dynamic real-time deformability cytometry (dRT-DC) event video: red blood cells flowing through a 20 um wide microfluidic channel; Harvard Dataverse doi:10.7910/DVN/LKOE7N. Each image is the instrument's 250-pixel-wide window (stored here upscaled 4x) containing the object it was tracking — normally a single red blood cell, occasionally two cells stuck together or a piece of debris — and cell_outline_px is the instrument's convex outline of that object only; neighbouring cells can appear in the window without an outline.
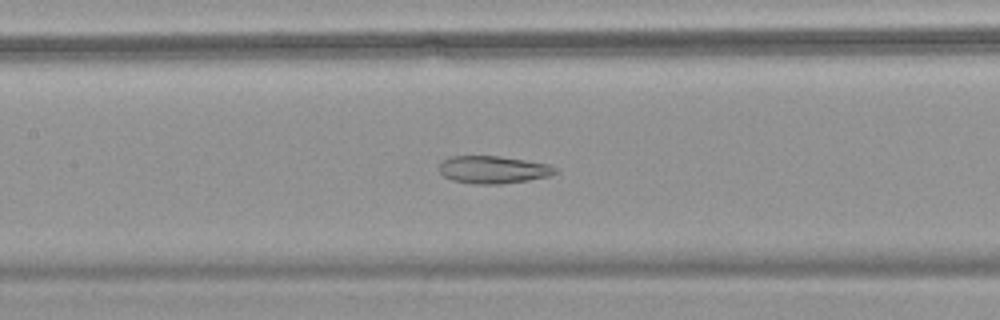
{"species": "common noctule bat (a hibernating species)", "species_latin": "Nyctalus noctula", "temperature_condition": "warm", "stored_images_in_passage": 52, "camera_frame_rate_fps": 3000, "um_per_image_px": 0.085, "animal": {"sex": "female", "body_mass_g": 18.4}, "frame": {"image": 1, "passage_image": 23, "time_ms": 7.333, "image_size_px": [1000, 320], "cell_outline_px": [[556, 172], [548, 176], [528, 180], [500, 184], [472, 184], [452, 180], [444, 176], [440, 172], [440, 164], [444, 160], [452, 156], [500, 156], [548, 164], [556, 168]], "centroid_in_image_um": [41.9, 14.42], "position_along_channel_um": 165.5, "area_um2": 18.44}}
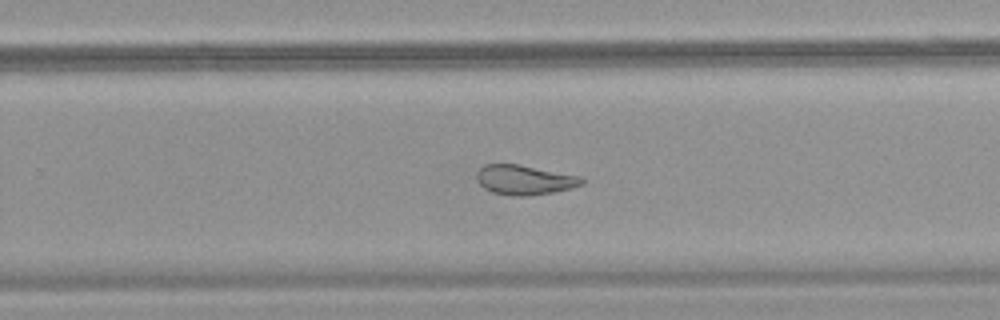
{"frame": {"image": 2, "passage_image": 33, "time_ms": 10.667, "image_size_px": [1000, 320], "cell_outline_px": [[584, 184], [572, 188], [552, 192], [528, 196], [512, 196], [492, 192], [484, 188], [476, 180], [476, 172], [484, 164], [520, 164], [580, 176], [584, 180]], "centroid_in_image_um": [44.57, 15.28], "position_along_channel_um": 285.2, "area_um2": 18.32}}
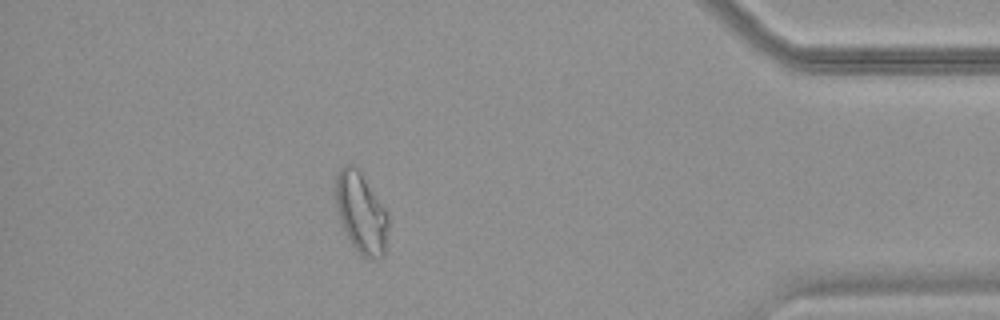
{"frame": {"image": 3, "passage_image": 46, "time_ms": 15.0, "image_size_px": [1000, 320], "cell_outline_px": [[388, 228], [384, 256], [380, 260], [372, 260], [360, 256], [352, 244], [340, 220], [336, 204], [336, 172], [344, 164], [352, 164], [360, 172], [388, 212]], "centroid_in_image_um": [30.71, 18.13], "position_along_channel_um": 404.5, "area_um2": 24.8}, "authors_computed_cell_mechanics": {"area_um2": 23.9581, "velocity_mm_per_s": 3.6057, "shape_relaxation_time_tau1_ms": null, "shape_relaxation_time_tau2_ms": 2.3304, "deformation_change_tau1": null, "deformation_change_tau2": 0.1098}}